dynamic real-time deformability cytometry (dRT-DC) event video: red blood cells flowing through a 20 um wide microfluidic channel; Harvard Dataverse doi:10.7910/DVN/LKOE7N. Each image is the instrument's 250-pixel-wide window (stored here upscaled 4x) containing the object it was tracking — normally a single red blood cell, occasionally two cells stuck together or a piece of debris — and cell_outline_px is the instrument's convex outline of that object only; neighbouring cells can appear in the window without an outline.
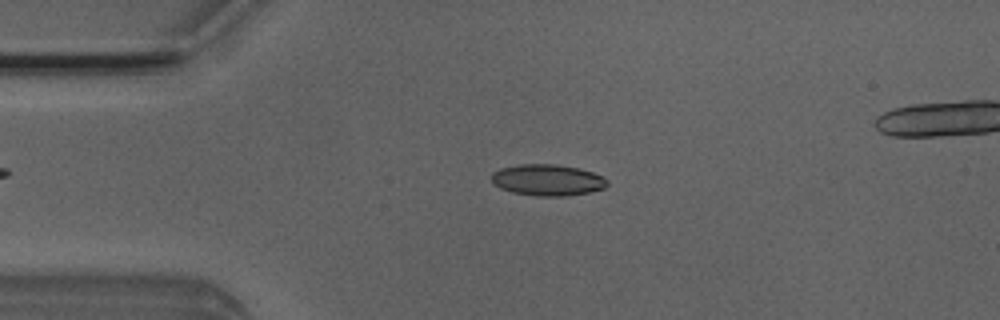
{"species": "Egyptian fruit bat (a non-hibernating species)", "species_latin": "Rousettus aegyptiacus", "temperature_condition": "room temperature", "stored_images_in_passage": 49, "camera_frame_rate_fps": 3000, "um_per_image_px": 0.085, "animal": {"sex": "male"}, "frame": {"image": 1, "passage_image": 11, "time_ms": 3.333, "image_size_px": [1000, 320], "cell_outline_px": [[608, 184], [604, 188], [588, 192], [568, 196], [536, 196], [512, 192], [500, 188], [492, 184], [492, 172], [500, 168], [520, 164], [556, 164], [580, 168], [592, 172], [608, 180]], "centroid_in_image_um": [46.51, 15.3], "position_along_channel_um": 38.5, "area_um2": 21.21}}
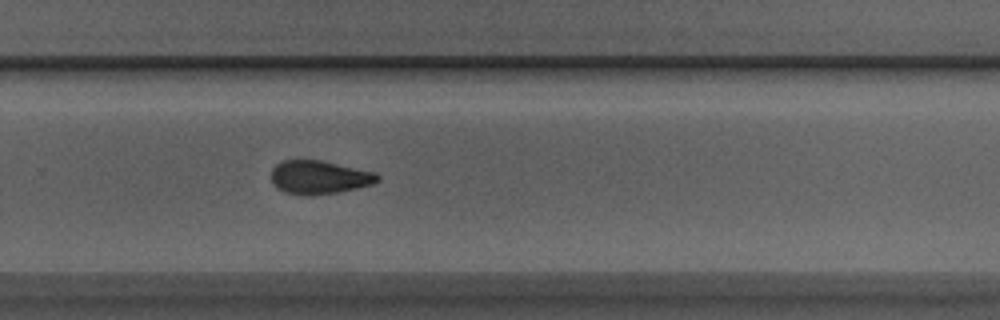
{"frame": {"image": 2, "passage_image": 33, "time_ms": 10.667, "image_size_px": [1000, 320], "cell_outline_px": [[380, 180], [372, 184], [356, 188], [336, 192], [308, 196], [304, 196], [284, 192], [276, 188], [272, 184], [272, 168], [276, 164], [284, 160], [320, 160], [376, 172], [380, 176]], "centroid_in_image_um": [27.12, 15.07], "position_along_channel_um": 302.7, "area_um2": 20.81}}
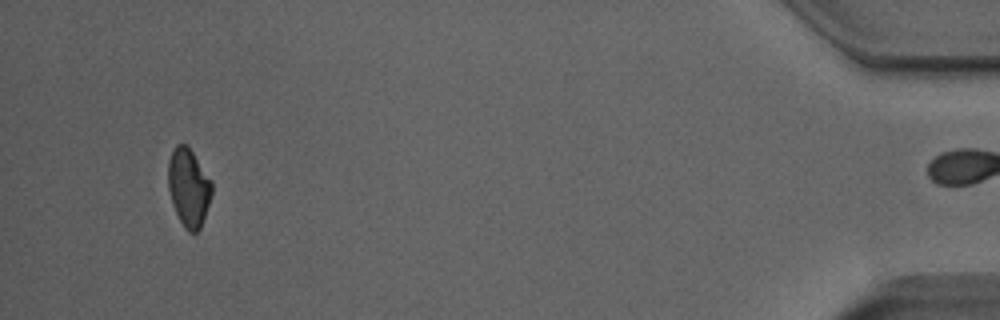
{"frame": {"image": 3, "passage_image": 48, "time_ms": 15.667, "image_size_px": [1000, 320], "cell_outline_px": [[212, 192], [200, 228], [196, 232], [188, 232], [184, 228], [172, 204], [168, 188], [168, 160], [176, 144], [184, 144], [192, 152], [212, 180]], "centroid_in_image_um": [16.02, 15.94], "position_along_channel_um": 419.2, "area_um2": 19.65}, "authors_computed_cell_mechanics": {"area_um2": 20.7502, "velocity_mm_per_s": 3.9669, "shape_relaxation_time_tau1_ms": 7.646, "shape_relaxation_time_tau2_ms": 2.8028, "deformation_change_tau1": 0.161, "deformation_change_tau2": 0.092}}